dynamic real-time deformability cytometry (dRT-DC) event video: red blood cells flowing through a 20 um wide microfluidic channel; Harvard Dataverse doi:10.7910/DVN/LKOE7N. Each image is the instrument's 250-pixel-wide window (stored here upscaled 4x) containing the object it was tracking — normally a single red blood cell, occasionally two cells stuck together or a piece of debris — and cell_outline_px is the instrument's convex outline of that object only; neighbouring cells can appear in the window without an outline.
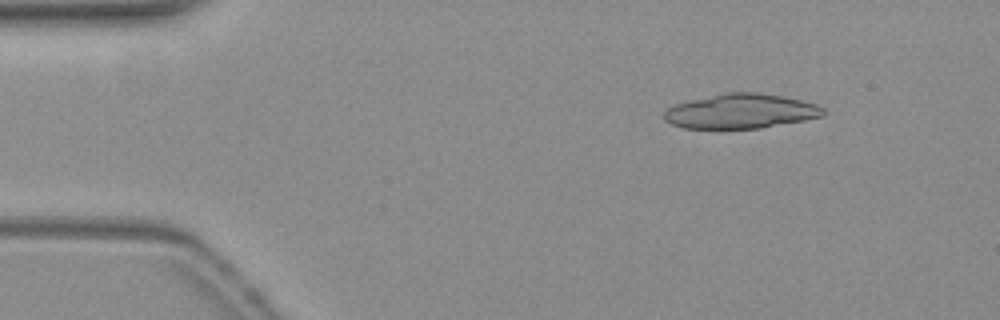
{"species": "common noctule bat (a hibernating species)", "species_latin": "Nyctalus noctula", "temperature_condition": "warm", "stored_images_in_passage": 49, "segment_of_instrument_passage": [1, 2], "camera_frame_rate_fps": 3000, "um_per_image_px": 0.085, "animal": {"sex": "female", "body_mass_g": 19.3, "forearm_length_mm": 54.1}, "frame": {"image": 1, "passage_image": 6, "time_ms": 1.667, "image_size_px": [1000, 320], "cell_outline_px": [[824, 116], [804, 120], [760, 128], [684, 128], [672, 124], [664, 120], [664, 112], [668, 108], [676, 104], [724, 92], [760, 92], [784, 96], [816, 104], [824, 108]], "centroid_in_image_um": [62.99, 9.45], "position_along_channel_um": 22.0, "area_um2": 31.96}}